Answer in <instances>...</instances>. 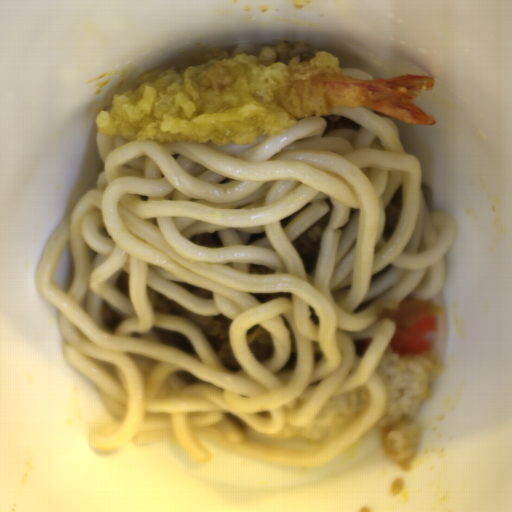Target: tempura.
<instances>
[{
    "instance_id": "8679c707",
    "label": "tempura",
    "mask_w": 512,
    "mask_h": 512,
    "mask_svg": "<svg viewBox=\"0 0 512 512\" xmlns=\"http://www.w3.org/2000/svg\"><path fill=\"white\" fill-rule=\"evenodd\" d=\"M435 87V76L360 80L347 76L337 56L328 52L309 60H280L268 48L167 69L151 83L119 91L99 110L95 125L98 132L130 142L216 146L280 135L298 120L325 116L335 108L371 110L425 127L436 119L414 100Z\"/></svg>"
}]
</instances>
